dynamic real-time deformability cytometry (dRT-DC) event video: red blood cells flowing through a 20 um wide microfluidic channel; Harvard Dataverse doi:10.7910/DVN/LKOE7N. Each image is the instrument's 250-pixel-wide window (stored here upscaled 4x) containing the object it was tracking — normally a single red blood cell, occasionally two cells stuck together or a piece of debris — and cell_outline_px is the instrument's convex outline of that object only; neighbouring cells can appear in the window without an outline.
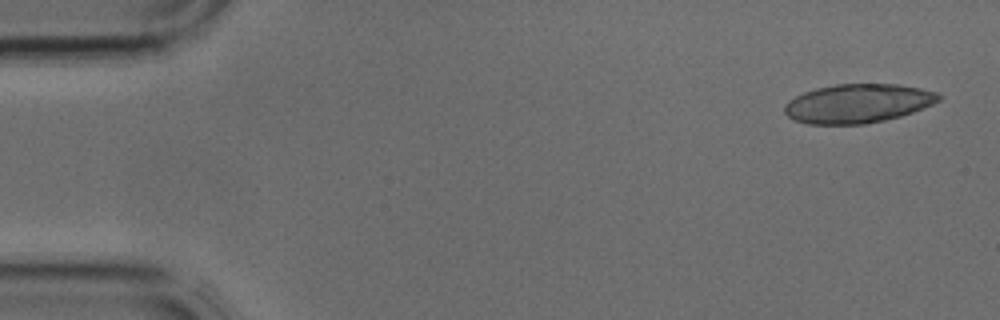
{"species": "common noctule bat (a hibernating species)", "species_latin": "Nyctalus noctula", "temperature_condition": "cold", "stored_images_in_passage": 3, "camera_frame_rate_fps": 3000, "um_per_image_px": 0.085, "animal": {"sex": "male", "body_mass_g": 17.9, "forearm_length_mm": 54.2}, "frame": {"image": 1, "passage_image": 1, "time_ms": 0.0, "image_size_px": [1000, 320], "cell_outline_px": [[944, 96], [940, 100], [932, 104], [912, 112], [900, 116], [884, 120], [864, 124], [808, 124], [796, 120], [788, 116], [784, 112], [784, 104], [788, 100], [804, 92], [816, 88], [836, 84], [900, 84], [920, 88], [936, 92]], "centroid_in_image_um": [72.92, 8.78], "position_along_channel_um": 12.1, "area_um2": 34.97}}